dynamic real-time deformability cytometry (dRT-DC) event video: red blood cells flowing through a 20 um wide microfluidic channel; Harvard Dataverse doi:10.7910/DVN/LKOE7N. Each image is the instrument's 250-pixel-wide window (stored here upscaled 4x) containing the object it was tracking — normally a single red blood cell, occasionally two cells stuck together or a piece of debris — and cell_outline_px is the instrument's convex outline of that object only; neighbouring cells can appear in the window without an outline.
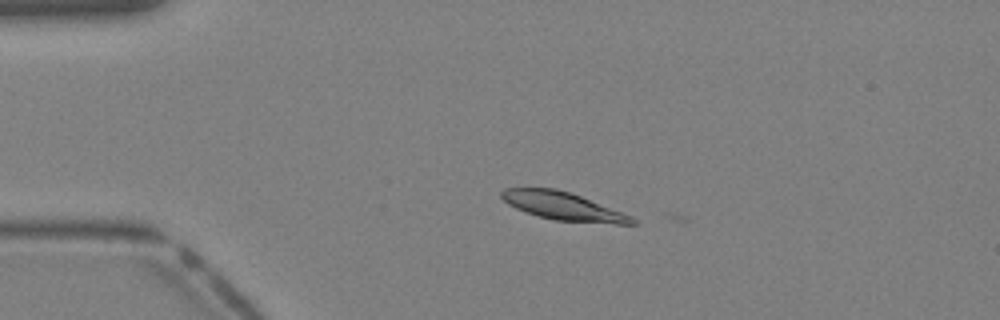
{"species": "Egyptian fruit bat (a non-hibernating species)", "species_latin": "Rousettus aegyptiacus", "temperature_condition": "warm", "stored_images_in_passage": 32, "camera_frame_rate_fps": 3000, "um_per_image_px": 0.085, "animal": {"sex": "female"}, "frame": {"image": 1, "passage_image": 1, "time_ms": 0.0, "image_size_px": [1000, 320], "cell_outline_px": [[636, 224], [616, 224], [556, 220], [536, 216], [516, 208], [508, 204], [500, 196], [500, 192], [504, 188], [556, 188], [572, 192], [632, 216], [636, 220]], "centroid_in_image_um": [47.86, 17.51], "position_along_channel_um": 37.1, "area_um2": 21.39}}
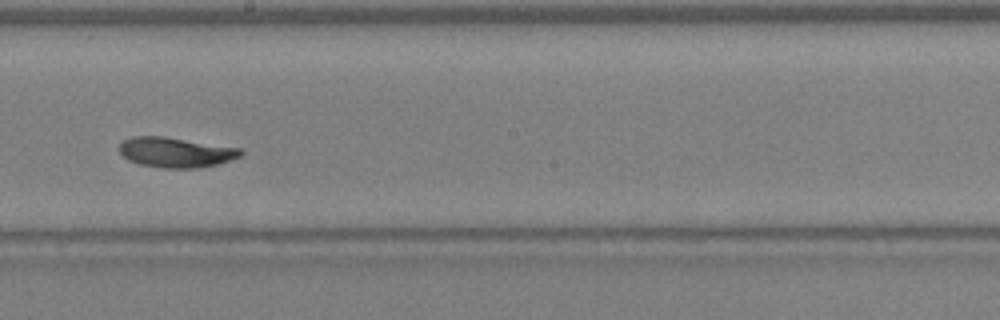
{"frame": {"image": 2, "passage_image": 15, "time_ms": 4.667, "image_size_px": [1000, 320], "cell_outline_px": [[244, 152], [240, 156], [216, 164], [200, 168], [164, 168], [140, 164], [128, 160], [120, 152], [120, 144], [124, 140], [132, 136], [164, 136], [240, 148]], "centroid_in_image_um": [14.93, 12.94], "position_along_channel_um": 233.3, "area_um2": 21.1}}
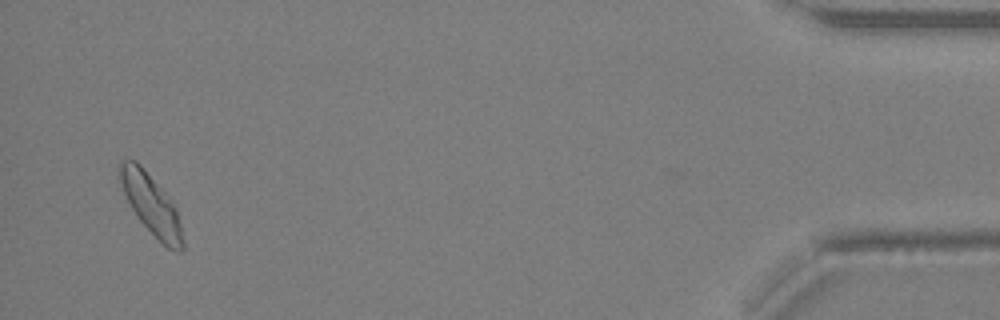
{"frame": {"image": 3, "passage_image": 31, "time_ms": 10.0, "image_size_px": [1000, 320], "cell_outline_px": [[184, 248], [180, 252], [176, 252], [168, 248], [140, 220], [132, 208], [124, 192], [116, 172], [116, 168], [120, 160], [136, 160], [140, 164], [176, 204], [184, 240]], "centroid_in_image_um": [12.86, 17.34], "position_along_channel_um": 422.3, "area_um2": 22.14}}